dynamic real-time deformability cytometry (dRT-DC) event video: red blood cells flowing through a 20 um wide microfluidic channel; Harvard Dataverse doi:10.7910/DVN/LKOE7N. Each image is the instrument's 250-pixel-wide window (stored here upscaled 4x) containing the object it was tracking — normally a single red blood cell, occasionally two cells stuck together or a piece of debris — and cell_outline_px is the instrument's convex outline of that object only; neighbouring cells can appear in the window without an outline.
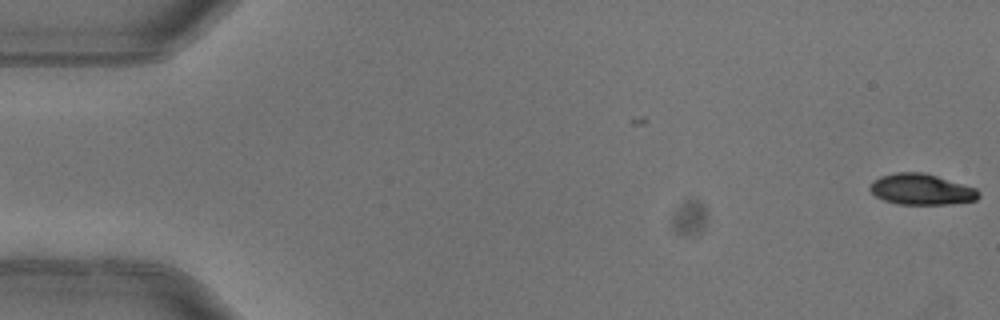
{"species": "common noctule bat (a hibernating species)", "species_latin": "Nyctalus noctula", "temperature_condition": "warm", "stored_images_in_passage": 6, "segment_of_instrument_passage": [1, 2], "camera_frame_rate_fps": 3000, "um_per_image_px": 0.085, "animal": {"sex": "female"}, "frame": {"image": 1, "passage_image": 1, "time_ms": 0.0, "image_size_px": [1000, 320], "cell_outline_px": [[980, 196], [976, 200], [952, 204], [896, 204], [884, 200], [876, 196], [868, 188], [872, 180], [880, 176], [896, 172], [924, 172], [976, 188], [980, 192]], "centroid_in_image_um": [78.31, 16.09], "position_along_channel_um": 6.7, "area_um2": 19.71}}
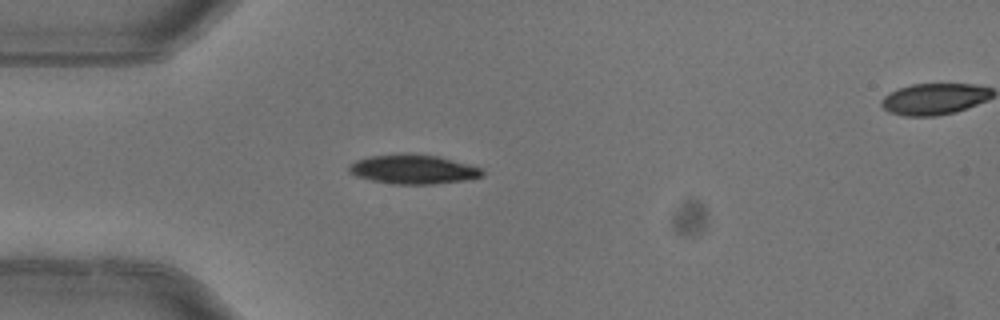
{"frame": {"image": 2, "passage_image": 5, "time_ms": 1.333, "image_size_px": [1000, 320], "cell_outline_px": [[484, 176], [464, 180], [432, 184], [392, 184], [372, 180], [356, 176], [348, 172], [348, 168], [356, 160], [372, 156], [436, 156], [480, 168], [484, 172]], "centroid_in_image_um": [35.12, 14.44], "position_along_channel_um": 49.9, "area_um2": 21.62}}